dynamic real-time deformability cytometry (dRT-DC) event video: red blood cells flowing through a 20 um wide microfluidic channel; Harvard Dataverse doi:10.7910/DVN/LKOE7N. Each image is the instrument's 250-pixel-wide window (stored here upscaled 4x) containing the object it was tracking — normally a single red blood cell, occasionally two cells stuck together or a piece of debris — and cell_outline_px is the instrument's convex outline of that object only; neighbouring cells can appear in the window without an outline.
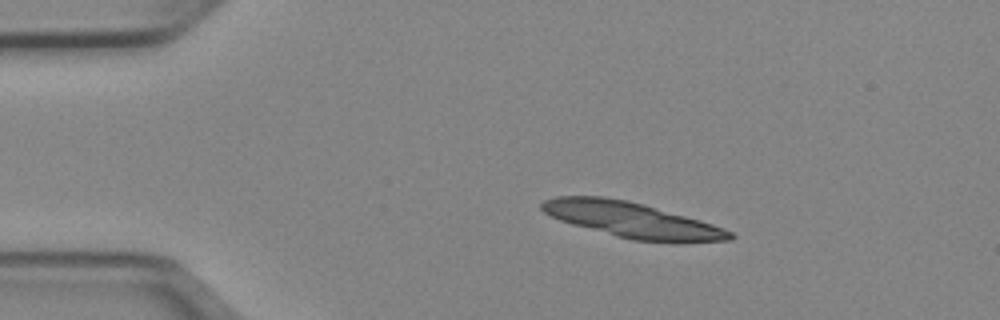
{"species": "Egyptian fruit bat (a non-hibernating species)", "species_latin": "Rousettus aegyptiacus", "temperature_condition": "cold", "stored_images_in_passage": 51, "segment_of_instrument_passage": [1, 2], "camera_frame_rate_fps": 3000, "um_per_image_px": 0.085, "animal": {"sex": "female"}, "frame": {"image": 1, "passage_image": 9, "time_ms": 2.667, "image_size_px": [1000, 320], "cell_outline_px": [[736, 236], [732, 240], [632, 240], [616, 236], [572, 224], [560, 220], [544, 212], [540, 208], [540, 204], [544, 200], [556, 196], [604, 196], [628, 200], [644, 204], [700, 220], [724, 228], [732, 232]], "centroid_in_image_um": [53.63, 18.65], "position_along_channel_um": 31.4, "area_um2": 37.86}}